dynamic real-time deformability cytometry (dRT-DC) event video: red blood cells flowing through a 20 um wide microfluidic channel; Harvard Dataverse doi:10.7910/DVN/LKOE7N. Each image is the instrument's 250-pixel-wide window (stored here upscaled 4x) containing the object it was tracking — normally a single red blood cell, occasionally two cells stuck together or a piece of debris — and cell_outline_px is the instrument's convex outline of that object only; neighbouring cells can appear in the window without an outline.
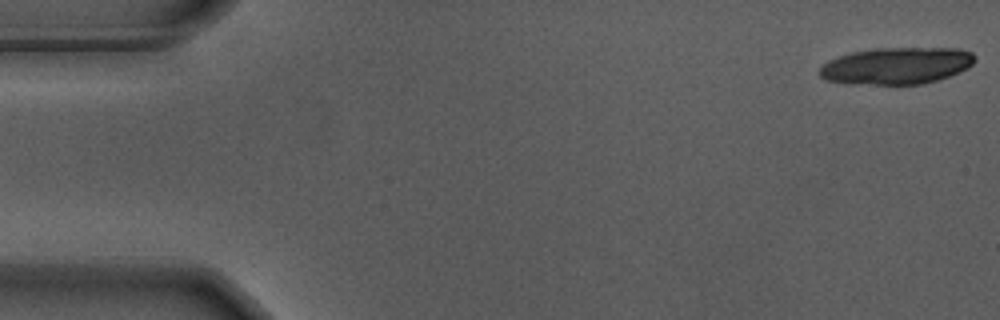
{"species": "Egyptian fruit bat (a non-hibernating species)", "species_latin": "Rousettus aegyptiacus", "temperature_condition": "warm", "stored_images_in_passage": 19, "camera_frame_rate_fps": 3000, "um_per_image_px": 0.085, "animal": {"sex": "male"}, "frame": {"image": 1, "passage_image": 1, "time_ms": 0.0, "image_size_px": [1000, 320], "cell_outline_px": [[976, 60], [968, 68], [948, 76], [936, 80], [920, 84], [848, 84], [824, 80], [820, 76], [820, 68], [828, 60], [852, 52], [876, 48], [956, 48], [972, 52], [976, 56]], "centroid_in_image_um": [76.2, 5.59], "position_along_channel_um": 8.8, "area_um2": 33.35}}